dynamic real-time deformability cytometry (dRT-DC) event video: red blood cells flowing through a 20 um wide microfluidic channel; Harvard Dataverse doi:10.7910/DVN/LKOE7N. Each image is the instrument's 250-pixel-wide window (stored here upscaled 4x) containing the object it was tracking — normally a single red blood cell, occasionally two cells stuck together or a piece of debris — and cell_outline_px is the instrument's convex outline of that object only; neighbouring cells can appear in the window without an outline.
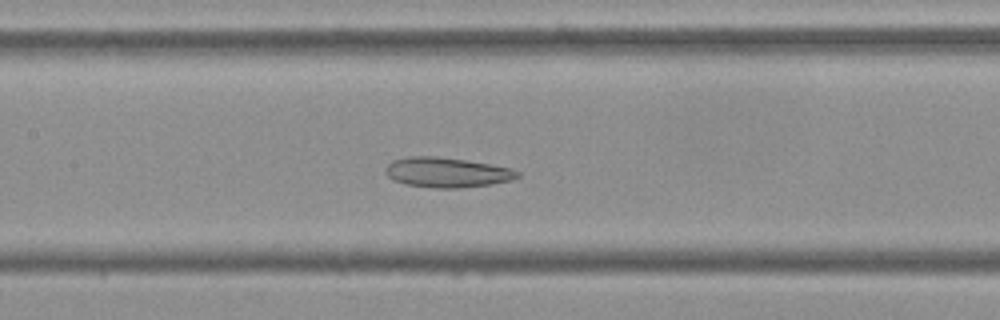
{"species": "Egyptian fruit bat (a non-hibernating species)", "species_latin": "Rousettus aegyptiacus", "temperature_condition": "cold", "stored_images_in_passage": 53, "camera_frame_rate_fps": 3000, "um_per_image_px": 0.085, "frame": {"image": 1, "passage_image": 24, "time_ms": 7.667, "image_size_px": [1000, 320], "cell_outline_px": [[520, 176], [512, 180], [492, 184], [460, 188], [436, 188], [404, 184], [392, 180], [384, 172], [384, 168], [392, 160], [408, 156], [436, 156], [492, 164], [512, 168], [520, 172]], "centroid_in_image_um": [37.98, 14.65], "position_along_channel_um": 169.4, "area_um2": 23.29}}
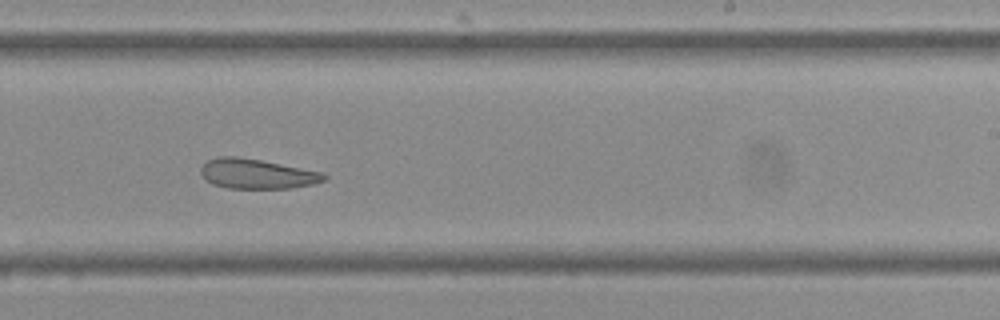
{"frame": {"image": 2, "passage_image": 32, "time_ms": 10.333, "image_size_px": [1000, 320], "cell_outline_px": [[328, 176], [324, 180], [312, 184], [292, 188], [228, 188], [212, 184], [200, 172], [200, 168], [208, 160], [216, 156], [236, 156], [260, 160], [324, 172]], "centroid_in_image_um": [21.85, 14.77], "position_along_channel_um": 267.2, "area_um2": 21.33}}
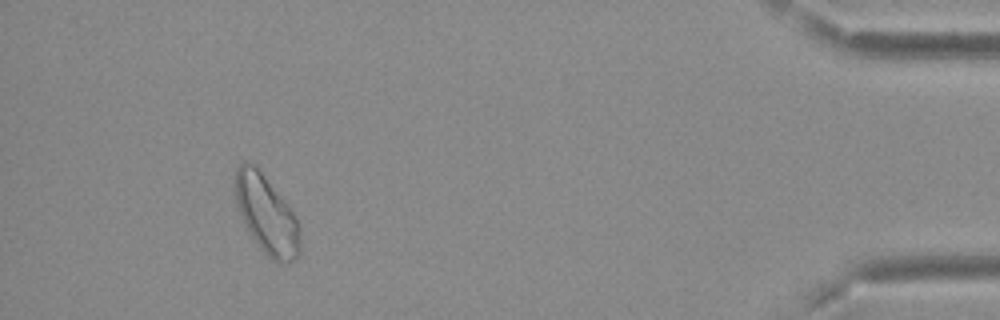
{"frame": {"image": 3, "passage_image": 49, "time_ms": 16.0, "image_size_px": [1000, 320], "cell_outline_px": [[300, 256], [288, 264], [280, 264], [272, 260], [260, 248], [248, 232], [244, 224], [236, 204], [232, 184], [236, 168], [244, 160], [252, 164], [260, 172], [284, 200], [296, 216], [300, 228]], "centroid_in_image_um": [22.64, 18.28], "position_along_channel_um": 412.6, "area_um2": 30.0}, "authors_computed_cell_mechanics": {"area_um2": 25.3742, "velocity_mm_per_s": 3.6805, "shape_relaxation_time_tau1_ms": null, "shape_relaxation_time_tau2_ms": 4.1284, "deformation_change_tau1": null, "deformation_change_tau2": 0.12}}